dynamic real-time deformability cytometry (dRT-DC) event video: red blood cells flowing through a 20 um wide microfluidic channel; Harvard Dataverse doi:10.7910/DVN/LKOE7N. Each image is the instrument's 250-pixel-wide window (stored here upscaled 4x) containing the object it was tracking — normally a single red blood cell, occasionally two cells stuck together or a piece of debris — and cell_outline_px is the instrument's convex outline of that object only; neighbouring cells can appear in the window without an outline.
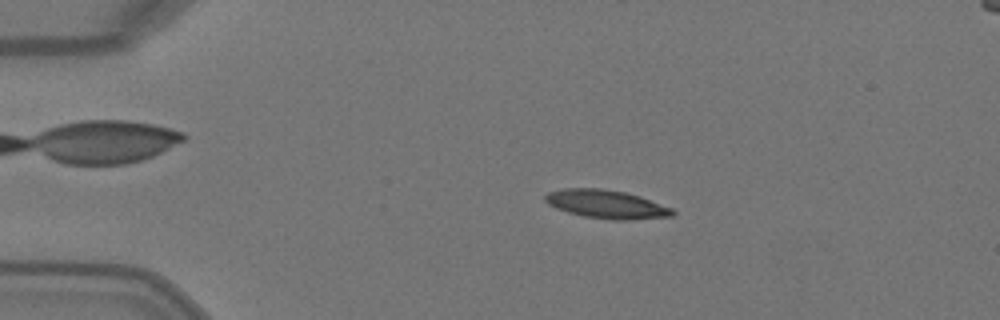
{"species": "Egyptian fruit bat (a non-hibernating species)", "species_latin": "Rousettus aegyptiacus", "temperature_condition": "warm", "stored_images_in_passage": 50, "camera_frame_rate_fps": 3000, "um_per_image_px": 0.085, "animal": {"sex": "female"}, "frame": {"image": 1, "passage_image": 11, "time_ms": 3.333, "image_size_px": [1000, 320], "cell_outline_px": [[676, 212], [672, 216], [628, 220], [612, 220], [584, 216], [568, 212], [556, 208], [548, 204], [544, 200], [544, 196], [548, 192], [564, 188], [600, 188], [624, 192], [640, 196], [672, 208]], "centroid_in_image_um": [51.53, 17.36], "position_along_channel_um": 33.5, "area_um2": 21.1}}
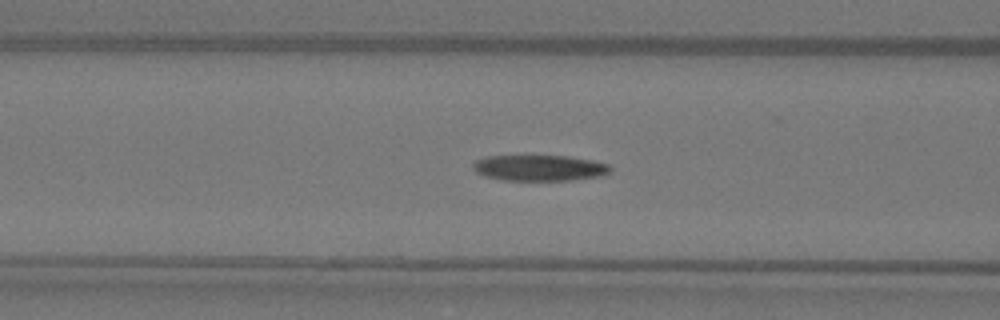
{"frame": {"image": 2, "passage_image": 21, "time_ms": 6.667, "image_size_px": [1000, 320], "cell_outline_px": [[612, 172], [600, 176], [568, 180], [504, 180], [488, 176], [476, 172], [472, 168], [472, 164], [476, 160], [488, 156], [568, 156], [592, 160], [608, 164], [612, 168]], "centroid_in_image_um": [45.88, 14.27], "position_along_channel_um": 120.7, "area_um2": 20.58}}
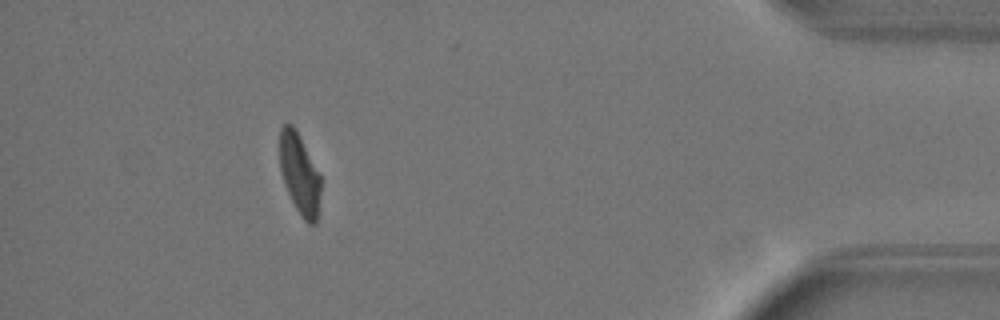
{"frame": {"image": 3, "passage_image": 46, "time_ms": 15.0, "image_size_px": [1000, 320], "cell_outline_px": [[320, 192], [316, 224], [308, 224], [304, 220], [296, 208], [284, 184], [280, 172], [280, 128], [284, 124], [292, 124], [296, 128], [320, 172]], "centroid_in_image_um": [25.46, 14.75], "position_along_channel_um": 409.7, "area_um2": 19.42}, "authors_computed_cell_mechanics": {"area_um2": 21.0392, "velocity_mm_per_s": 4.1151, "shape_relaxation_time_tau1_ms": 7.2216, "shape_relaxation_time_tau2_ms": 3.5937, "deformation_change_tau1": 0.249, "deformation_change_tau2": 0.0996}}